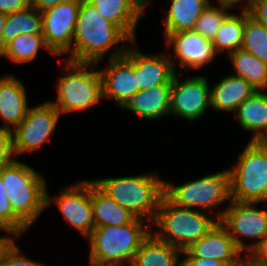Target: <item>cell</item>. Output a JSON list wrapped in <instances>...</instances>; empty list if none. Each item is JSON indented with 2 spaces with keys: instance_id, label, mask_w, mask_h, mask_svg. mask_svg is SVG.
Wrapping results in <instances>:
<instances>
[{
  "instance_id": "cell-11",
  "label": "cell",
  "mask_w": 267,
  "mask_h": 266,
  "mask_svg": "<svg viewBox=\"0 0 267 266\" xmlns=\"http://www.w3.org/2000/svg\"><path fill=\"white\" fill-rule=\"evenodd\" d=\"M81 0H69L42 12V35L54 55L72 50Z\"/></svg>"
},
{
  "instance_id": "cell-20",
  "label": "cell",
  "mask_w": 267,
  "mask_h": 266,
  "mask_svg": "<svg viewBox=\"0 0 267 266\" xmlns=\"http://www.w3.org/2000/svg\"><path fill=\"white\" fill-rule=\"evenodd\" d=\"M106 20L117 25L131 40L142 12L131 0H87Z\"/></svg>"
},
{
  "instance_id": "cell-22",
  "label": "cell",
  "mask_w": 267,
  "mask_h": 266,
  "mask_svg": "<svg viewBox=\"0 0 267 266\" xmlns=\"http://www.w3.org/2000/svg\"><path fill=\"white\" fill-rule=\"evenodd\" d=\"M170 91L171 84L155 85L149 90L138 91L124 109L152 120L170 114Z\"/></svg>"
},
{
  "instance_id": "cell-44",
  "label": "cell",
  "mask_w": 267,
  "mask_h": 266,
  "mask_svg": "<svg viewBox=\"0 0 267 266\" xmlns=\"http://www.w3.org/2000/svg\"><path fill=\"white\" fill-rule=\"evenodd\" d=\"M136 6L137 8L143 12L144 9H146V7L148 6L149 4V0H131Z\"/></svg>"
},
{
  "instance_id": "cell-41",
  "label": "cell",
  "mask_w": 267,
  "mask_h": 266,
  "mask_svg": "<svg viewBox=\"0 0 267 266\" xmlns=\"http://www.w3.org/2000/svg\"><path fill=\"white\" fill-rule=\"evenodd\" d=\"M242 0H218L220 6L225 7V8H231L236 3L240 2ZM256 0H247V4L243 8V11H248L251 5L255 2Z\"/></svg>"
},
{
  "instance_id": "cell-33",
  "label": "cell",
  "mask_w": 267,
  "mask_h": 266,
  "mask_svg": "<svg viewBox=\"0 0 267 266\" xmlns=\"http://www.w3.org/2000/svg\"><path fill=\"white\" fill-rule=\"evenodd\" d=\"M0 266H46L21 255L15 241H11L0 257Z\"/></svg>"
},
{
  "instance_id": "cell-29",
  "label": "cell",
  "mask_w": 267,
  "mask_h": 266,
  "mask_svg": "<svg viewBox=\"0 0 267 266\" xmlns=\"http://www.w3.org/2000/svg\"><path fill=\"white\" fill-rule=\"evenodd\" d=\"M40 47L54 54L47 46L43 35L21 34L5 46L0 57H7L16 64L31 62L35 60Z\"/></svg>"
},
{
  "instance_id": "cell-9",
  "label": "cell",
  "mask_w": 267,
  "mask_h": 266,
  "mask_svg": "<svg viewBox=\"0 0 267 266\" xmlns=\"http://www.w3.org/2000/svg\"><path fill=\"white\" fill-rule=\"evenodd\" d=\"M256 204L231 200L230 206L216 216L242 252L251 253L267 235V211L256 209ZM238 235L258 241L247 245Z\"/></svg>"
},
{
  "instance_id": "cell-38",
  "label": "cell",
  "mask_w": 267,
  "mask_h": 266,
  "mask_svg": "<svg viewBox=\"0 0 267 266\" xmlns=\"http://www.w3.org/2000/svg\"><path fill=\"white\" fill-rule=\"evenodd\" d=\"M250 254L267 266V235Z\"/></svg>"
},
{
  "instance_id": "cell-19",
  "label": "cell",
  "mask_w": 267,
  "mask_h": 266,
  "mask_svg": "<svg viewBox=\"0 0 267 266\" xmlns=\"http://www.w3.org/2000/svg\"><path fill=\"white\" fill-rule=\"evenodd\" d=\"M240 125L255 132L251 141L267 142V93L257 90L235 111Z\"/></svg>"
},
{
  "instance_id": "cell-3",
  "label": "cell",
  "mask_w": 267,
  "mask_h": 266,
  "mask_svg": "<svg viewBox=\"0 0 267 266\" xmlns=\"http://www.w3.org/2000/svg\"><path fill=\"white\" fill-rule=\"evenodd\" d=\"M13 212L28 226L51 203L43 176L25 163L14 160L0 170Z\"/></svg>"
},
{
  "instance_id": "cell-17",
  "label": "cell",
  "mask_w": 267,
  "mask_h": 266,
  "mask_svg": "<svg viewBox=\"0 0 267 266\" xmlns=\"http://www.w3.org/2000/svg\"><path fill=\"white\" fill-rule=\"evenodd\" d=\"M185 251L194 258H212L222 261L227 266H232L242 253L219 221L205 236L191 244Z\"/></svg>"
},
{
  "instance_id": "cell-18",
  "label": "cell",
  "mask_w": 267,
  "mask_h": 266,
  "mask_svg": "<svg viewBox=\"0 0 267 266\" xmlns=\"http://www.w3.org/2000/svg\"><path fill=\"white\" fill-rule=\"evenodd\" d=\"M24 85L14 76L0 78V116L6 123L1 128L12 130L25 118L28 106ZM11 125V126H10Z\"/></svg>"
},
{
  "instance_id": "cell-12",
  "label": "cell",
  "mask_w": 267,
  "mask_h": 266,
  "mask_svg": "<svg viewBox=\"0 0 267 266\" xmlns=\"http://www.w3.org/2000/svg\"><path fill=\"white\" fill-rule=\"evenodd\" d=\"M176 73L172 77L169 113L187 120H197L211 106L207 79L195 76L181 82Z\"/></svg>"
},
{
  "instance_id": "cell-13",
  "label": "cell",
  "mask_w": 267,
  "mask_h": 266,
  "mask_svg": "<svg viewBox=\"0 0 267 266\" xmlns=\"http://www.w3.org/2000/svg\"><path fill=\"white\" fill-rule=\"evenodd\" d=\"M117 49L111 54L109 66L101 70L102 96L114 99L124 108L138 92L134 64L124 55L127 47Z\"/></svg>"
},
{
  "instance_id": "cell-32",
  "label": "cell",
  "mask_w": 267,
  "mask_h": 266,
  "mask_svg": "<svg viewBox=\"0 0 267 266\" xmlns=\"http://www.w3.org/2000/svg\"><path fill=\"white\" fill-rule=\"evenodd\" d=\"M228 8L209 5L198 17L194 30L207 40L212 41L218 32L224 18L228 15Z\"/></svg>"
},
{
  "instance_id": "cell-42",
  "label": "cell",
  "mask_w": 267,
  "mask_h": 266,
  "mask_svg": "<svg viewBox=\"0 0 267 266\" xmlns=\"http://www.w3.org/2000/svg\"><path fill=\"white\" fill-rule=\"evenodd\" d=\"M7 19V14L0 12V56L3 53V29Z\"/></svg>"
},
{
  "instance_id": "cell-2",
  "label": "cell",
  "mask_w": 267,
  "mask_h": 266,
  "mask_svg": "<svg viewBox=\"0 0 267 266\" xmlns=\"http://www.w3.org/2000/svg\"><path fill=\"white\" fill-rule=\"evenodd\" d=\"M148 220L135 218L120 226L95 227L90 234V266L131 265L142 242L150 235ZM144 226V227H143Z\"/></svg>"
},
{
  "instance_id": "cell-27",
  "label": "cell",
  "mask_w": 267,
  "mask_h": 266,
  "mask_svg": "<svg viewBox=\"0 0 267 266\" xmlns=\"http://www.w3.org/2000/svg\"><path fill=\"white\" fill-rule=\"evenodd\" d=\"M229 57L236 71L234 76L249 82L256 91L267 88V63L243 49L229 54Z\"/></svg>"
},
{
  "instance_id": "cell-36",
  "label": "cell",
  "mask_w": 267,
  "mask_h": 266,
  "mask_svg": "<svg viewBox=\"0 0 267 266\" xmlns=\"http://www.w3.org/2000/svg\"><path fill=\"white\" fill-rule=\"evenodd\" d=\"M180 253H184L186 256L181 262H179V266H227L222 261H218L212 258H194L190 256L185 250Z\"/></svg>"
},
{
  "instance_id": "cell-6",
  "label": "cell",
  "mask_w": 267,
  "mask_h": 266,
  "mask_svg": "<svg viewBox=\"0 0 267 266\" xmlns=\"http://www.w3.org/2000/svg\"><path fill=\"white\" fill-rule=\"evenodd\" d=\"M229 172L231 200L267 201V142L249 141Z\"/></svg>"
},
{
  "instance_id": "cell-28",
  "label": "cell",
  "mask_w": 267,
  "mask_h": 266,
  "mask_svg": "<svg viewBox=\"0 0 267 266\" xmlns=\"http://www.w3.org/2000/svg\"><path fill=\"white\" fill-rule=\"evenodd\" d=\"M245 26V11L241 15L228 14L222 21L216 36L212 40L217 53L228 52L231 54L242 49L243 30Z\"/></svg>"
},
{
  "instance_id": "cell-26",
  "label": "cell",
  "mask_w": 267,
  "mask_h": 266,
  "mask_svg": "<svg viewBox=\"0 0 267 266\" xmlns=\"http://www.w3.org/2000/svg\"><path fill=\"white\" fill-rule=\"evenodd\" d=\"M42 15L31 5L26 9L7 14L3 29V51L17 35H42Z\"/></svg>"
},
{
  "instance_id": "cell-14",
  "label": "cell",
  "mask_w": 267,
  "mask_h": 266,
  "mask_svg": "<svg viewBox=\"0 0 267 266\" xmlns=\"http://www.w3.org/2000/svg\"><path fill=\"white\" fill-rule=\"evenodd\" d=\"M54 201L65 219L88 238L95 228L91 181H82L63 190Z\"/></svg>"
},
{
  "instance_id": "cell-21",
  "label": "cell",
  "mask_w": 267,
  "mask_h": 266,
  "mask_svg": "<svg viewBox=\"0 0 267 266\" xmlns=\"http://www.w3.org/2000/svg\"><path fill=\"white\" fill-rule=\"evenodd\" d=\"M255 92V88L243 78L229 75L210 90L211 107L235 113L238 106Z\"/></svg>"
},
{
  "instance_id": "cell-10",
  "label": "cell",
  "mask_w": 267,
  "mask_h": 266,
  "mask_svg": "<svg viewBox=\"0 0 267 266\" xmlns=\"http://www.w3.org/2000/svg\"><path fill=\"white\" fill-rule=\"evenodd\" d=\"M60 114L51 102L29 107L24 120L12 129L14 155L33 152L45 144L56 128Z\"/></svg>"
},
{
  "instance_id": "cell-7",
  "label": "cell",
  "mask_w": 267,
  "mask_h": 266,
  "mask_svg": "<svg viewBox=\"0 0 267 266\" xmlns=\"http://www.w3.org/2000/svg\"><path fill=\"white\" fill-rule=\"evenodd\" d=\"M89 65L96 63L66 62L68 74L59 79L57 102L50 101L61 114L86 109L103 98L100 72H89Z\"/></svg>"
},
{
  "instance_id": "cell-1",
  "label": "cell",
  "mask_w": 267,
  "mask_h": 266,
  "mask_svg": "<svg viewBox=\"0 0 267 266\" xmlns=\"http://www.w3.org/2000/svg\"><path fill=\"white\" fill-rule=\"evenodd\" d=\"M127 40L132 41L117 25L102 17L87 0H81L74 46L67 61L98 64L110 48Z\"/></svg>"
},
{
  "instance_id": "cell-40",
  "label": "cell",
  "mask_w": 267,
  "mask_h": 266,
  "mask_svg": "<svg viewBox=\"0 0 267 266\" xmlns=\"http://www.w3.org/2000/svg\"><path fill=\"white\" fill-rule=\"evenodd\" d=\"M245 256L246 258H239L232 266H266L262 262L256 260L251 254Z\"/></svg>"
},
{
  "instance_id": "cell-8",
  "label": "cell",
  "mask_w": 267,
  "mask_h": 266,
  "mask_svg": "<svg viewBox=\"0 0 267 266\" xmlns=\"http://www.w3.org/2000/svg\"><path fill=\"white\" fill-rule=\"evenodd\" d=\"M164 196L179 207L209 210L231 200L229 169L175 187L164 181Z\"/></svg>"
},
{
  "instance_id": "cell-43",
  "label": "cell",
  "mask_w": 267,
  "mask_h": 266,
  "mask_svg": "<svg viewBox=\"0 0 267 266\" xmlns=\"http://www.w3.org/2000/svg\"><path fill=\"white\" fill-rule=\"evenodd\" d=\"M12 240H14L13 238H7V236L6 237H3V236H0V257H1V255H2V253H3V251H4V249L8 246V244L12 241Z\"/></svg>"
},
{
  "instance_id": "cell-39",
  "label": "cell",
  "mask_w": 267,
  "mask_h": 266,
  "mask_svg": "<svg viewBox=\"0 0 267 266\" xmlns=\"http://www.w3.org/2000/svg\"><path fill=\"white\" fill-rule=\"evenodd\" d=\"M69 0H30V5L41 13L47 9Z\"/></svg>"
},
{
  "instance_id": "cell-24",
  "label": "cell",
  "mask_w": 267,
  "mask_h": 266,
  "mask_svg": "<svg viewBox=\"0 0 267 266\" xmlns=\"http://www.w3.org/2000/svg\"><path fill=\"white\" fill-rule=\"evenodd\" d=\"M179 249L156 238L152 232L142 242L130 266H179Z\"/></svg>"
},
{
  "instance_id": "cell-23",
  "label": "cell",
  "mask_w": 267,
  "mask_h": 266,
  "mask_svg": "<svg viewBox=\"0 0 267 266\" xmlns=\"http://www.w3.org/2000/svg\"><path fill=\"white\" fill-rule=\"evenodd\" d=\"M91 201L95 227L125 225L136 218L109 197L93 180L91 181Z\"/></svg>"
},
{
  "instance_id": "cell-31",
  "label": "cell",
  "mask_w": 267,
  "mask_h": 266,
  "mask_svg": "<svg viewBox=\"0 0 267 266\" xmlns=\"http://www.w3.org/2000/svg\"><path fill=\"white\" fill-rule=\"evenodd\" d=\"M29 227L13 212L0 176V229L18 237Z\"/></svg>"
},
{
  "instance_id": "cell-15",
  "label": "cell",
  "mask_w": 267,
  "mask_h": 266,
  "mask_svg": "<svg viewBox=\"0 0 267 266\" xmlns=\"http://www.w3.org/2000/svg\"><path fill=\"white\" fill-rule=\"evenodd\" d=\"M133 64L138 91L149 90L155 85L171 84L176 72L174 62L168 55H145L133 48L124 54Z\"/></svg>"
},
{
  "instance_id": "cell-5",
  "label": "cell",
  "mask_w": 267,
  "mask_h": 266,
  "mask_svg": "<svg viewBox=\"0 0 267 266\" xmlns=\"http://www.w3.org/2000/svg\"><path fill=\"white\" fill-rule=\"evenodd\" d=\"M218 221L199 210L176 206L163 195L153 220L161 230L153 235L183 251L205 236Z\"/></svg>"
},
{
  "instance_id": "cell-35",
  "label": "cell",
  "mask_w": 267,
  "mask_h": 266,
  "mask_svg": "<svg viewBox=\"0 0 267 266\" xmlns=\"http://www.w3.org/2000/svg\"><path fill=\"white\" fill-rule=\"evenodd\" d=\"M248 13L267 29V0H256L249 8Z\"/></svg>"
},
{
  "instance_id": "cell-25",
  "label": "cell",
  "mask_w": 267,
  "mask_h": 266,
  "mask_svg": "<svg viewBox=\"0 0 267 266\" xmlns=\"http://www.w3.org/2000/svg\"><path fill=\"white\" fill-rule=\"evenodd\" d=\"M209 0H172L167 16L163 17L165 36L169 33L194 29L199 15L210 5Z\"/></svg>"
},
{
  "instance_id": "cell-30",
  "label": "cell",
  "mask_w": 267,
  "mask_h": 266,
  "mask_svg": "<svg viewBox=\"0 0 267 266\" xmlns=\"http://www.w3.org/2000/svg\"><path fill=\"white\" fill-rule=\"evenodd\" d=\"M242 49L267 63V29L245 11Z\"/></svg>"
},
{
  "instance_id": "cell-4",
  "label": "cell",
  "mask_w": 267,
  "mask_h": 266,
  "mask_svg": "<svg viewBox=\"0 0 267 266\" xmlns=\"http://www.w3.org/2000/svg\"><path fill=\"white\" fill-rule=\"evenodd\" d=\"M93 181L136 218L154 220L158 204L164 195V180L155 173Z\"/></svg>"
},
{
  "instance_id": "cell-34",
  "label": "cell",
  "mask_w": 267,
  "mask_h": 266,
  "mask_svg": "<svg viewBox=\"0 0 267 266\" xmlns=\"http://www.w3.org/2000/svg\"><path fill=\"white\" fill-rule=\"evenodd\" d=\"M12 130L0 127V170L13 162Z\"/></svg>"
},
{
  "instance_id": "cell-37",
  "label": "cell",
  "mask_w": 267,
  "mask_h": 266,
  "mask_svg": "<svg viewBox=\"0 0 267 266\" xmlns=\"http://www.w3.org/2000/svg\"><path fill=\"white\" fill-rule=\"evenodd\" d=\"M30 6V0H0V12L11 14Z\"/></svg>"
},
{
  "instance_id": "cell-16",
  "label": "cell",
  "mask_w": 267,
  "mask_h": 266,
  "mask_svg": "<svg viewBox=\"0 0 267 266\" xmlns=\"http://www.w3.org/2000/svg\"><path fill=\"white\" fill-rule=\"evenodd\" d=\"M167 45L174 46V52L185 68H199L212 62L216 51L212 41L207 40L194 29L169 33Z\"/></svg>"
}]
</instances>
